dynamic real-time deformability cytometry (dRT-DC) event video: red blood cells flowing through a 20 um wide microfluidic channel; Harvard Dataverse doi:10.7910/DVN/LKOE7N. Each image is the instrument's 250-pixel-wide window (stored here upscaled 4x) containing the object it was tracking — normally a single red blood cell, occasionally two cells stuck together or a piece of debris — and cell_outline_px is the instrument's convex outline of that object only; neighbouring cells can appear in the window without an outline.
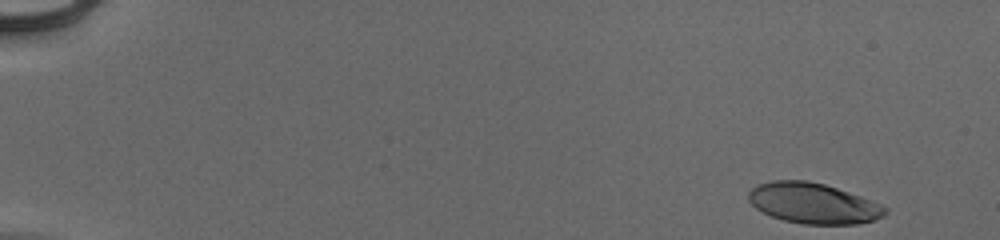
{"species": "human", "species_latin": "Homo sapiens", "temperature_condition": "cold", "stored_images_in_passage": 51, "camera_frame_rate_fps": 3000, "um_per_image_px": 0.085, "donor": {"sex": "male"}, "frame": {"image": 1, "passage_image": 1, "time_ms": 0.0, "image_size_px": [1000, 240], "cell_outline_px": [[888, 212], [884, 216], [872, 220], [856, 224], [804, 224], [784, 220], [772, 216], [756, 208], [748, 200], [748, 192], [756, 184], [772, 180], [808, 180], [824, 184], [860, 196], [880, 204], [888, 208]], "centroid_in_image_um": [69.11, 17.27], "position_along_channel_um": 15.9, "area_um2": 32.19}}
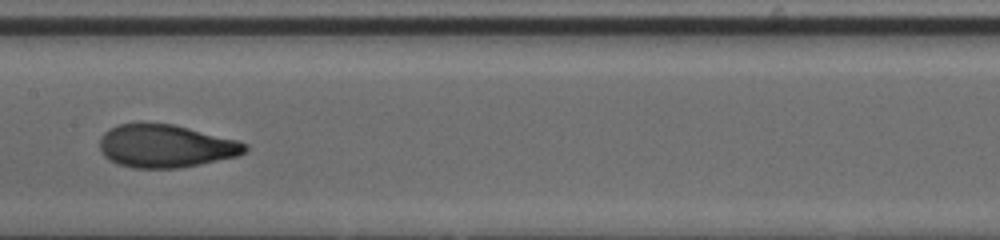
{"frame": {"image": 2, "passage_image": 27, "time_ms": 8.667, "image_size_px": [1000, 240], "cell_outline_px": [[248, 148], [244, 152], [236, 156], [200, 164], [176, 168], [132, 168], [120, 164], [104, 156], [100, 148], [100, 136], [108, 128], [120, 124], [140, 120], [172, 124], [236, 140], [248, 144]], "centroid_in_image_um": [14.02, 12.38], "position_along_channel_um": 193.4, "area_um2": 36.59}}
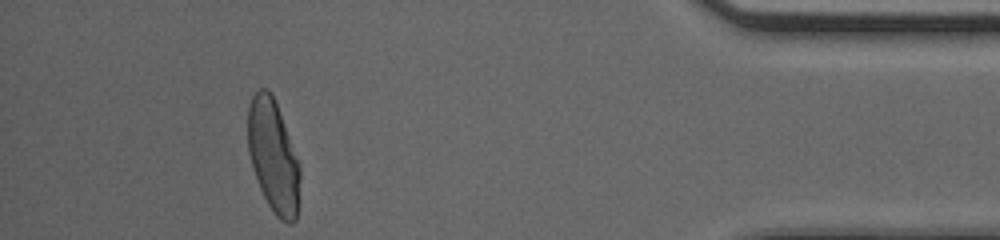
{"frame": {"image": 3, "passage_image": 47, "time_ms": 15.333, "image_size_px": [1000, 240], "cell_outline_px": [[300, 180], [296, 220], [292, 224], [288, 224], [280, 220], [276, 216], [268, 204], [260, 188], [248, 152], [248, 108], [252, 96], [260, 88], [268, 88], [272, 92], [300, 164]], "centroid_in_image_um": [23.24, 13.27], "position_along_channel_um": 412.0, "area_um2": 34.16}, "authors_computed_cell_mechanics": {"area_um2": 35.2002, "velocity_mm_per_s": 3.9515, "shape_relaxation_time_tau1_ms": 4.2274, "shape_relaxation_time_tau2_ms": 0.8668, "deformation_change_tau1": 0.203, "deformation_change_tau2": 0.0648}}